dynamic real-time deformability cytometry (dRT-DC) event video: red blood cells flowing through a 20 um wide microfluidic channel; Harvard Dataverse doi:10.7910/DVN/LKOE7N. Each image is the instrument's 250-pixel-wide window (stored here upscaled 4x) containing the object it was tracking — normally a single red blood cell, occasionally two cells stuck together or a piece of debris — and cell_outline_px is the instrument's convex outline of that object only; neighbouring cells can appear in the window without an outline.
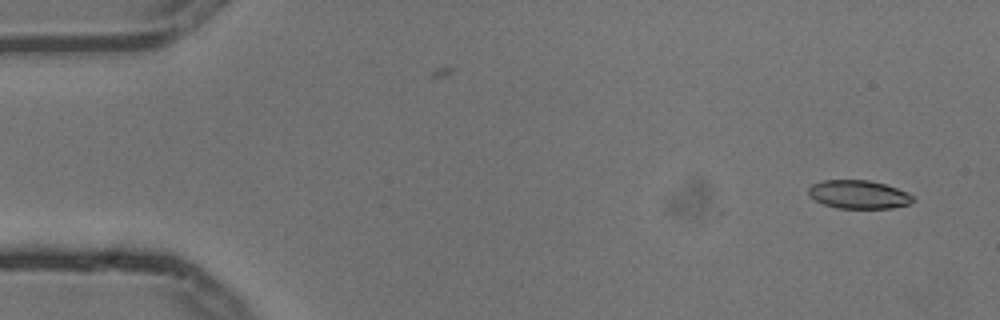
{"species": "common noctule bat (a hibernating species)", "species_latin": "Nyctalus noctula", "temperature_condition": "cold", "stored_images_in_passage": 2, "camera_frame_rate_fps": 3000, "um_per_image_px": 0.085, "animal": {"sex": "male", "body_mass_g": 13.3}, "frame": {"image": 1, "passage_image": 2, "time_ms": 0.333, "image_size_px": [1000, 320], "cell_outline_px": [[916, 200], [908, 204], [892, 208], [836, 208], [824, 204], [808, 196], [808, 188], [812, 184], [824, 180], [868, 180], [884, 184], [908, 192]], "centroid_in_image_um": [72.97, 16.53], "position_along_channel_um": 12.0, "area_um2": 17.28}}